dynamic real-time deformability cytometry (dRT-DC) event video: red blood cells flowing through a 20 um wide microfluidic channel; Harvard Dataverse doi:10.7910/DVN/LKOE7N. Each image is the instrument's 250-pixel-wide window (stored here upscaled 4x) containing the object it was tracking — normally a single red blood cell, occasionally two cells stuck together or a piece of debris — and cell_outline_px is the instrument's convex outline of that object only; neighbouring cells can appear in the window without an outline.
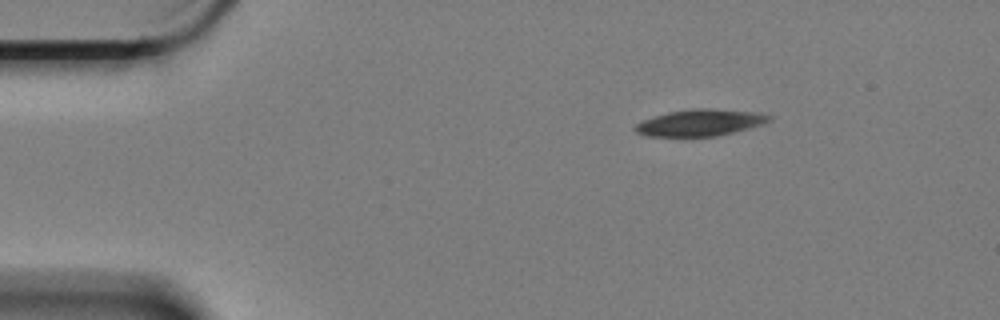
{"species": "Egyptian fruit bat (a non-hibernating species)", "species_latin": "Rousettus aegyptiacus", "temperature_condition": "cold", "stored_images_in_passage": 9, "camera_frame_rate_fps": 3000, "um_per_image_px": 0.085, "animal": {"sex": "female"}, "frame": {"image": 1, "passage_image": 1, "time_ms": 0.0, "image_size_px": [1000, 320], "cell_outline_px": [[772, 120], [764, 124], [716, 136], [648, 136], [636, 132], [632, 128], [636, 124], [644, 120], [668, 112], [696, 108], [708, 108], [752, 112], [772, 116]], "centroid_in_image_um": [59.5, 10.43], "position_along_channel_um": 25.5, "area_um2": 20.46}}
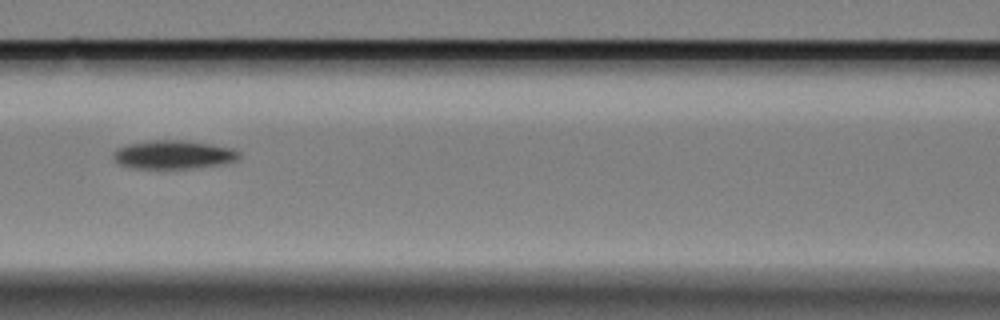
{"frame": {"image": 2, "passage_image": 6, "time_ms": 1.667, "image_size_px": [1000, 320], "cell_outline_px": [[240, 156], [236, 160], [220, 164], [192, 168], [132, 168], [120, 164], [112, 156], [112, 152], [116, 148], [128, 144], [152, 140], [188, 140], [212, 144], [232, 148], [240, 152]], "centroid_in_image_um": [14.73, 13.13], "position_along_channel_um": 151.9, "area_um2": 20.92}}
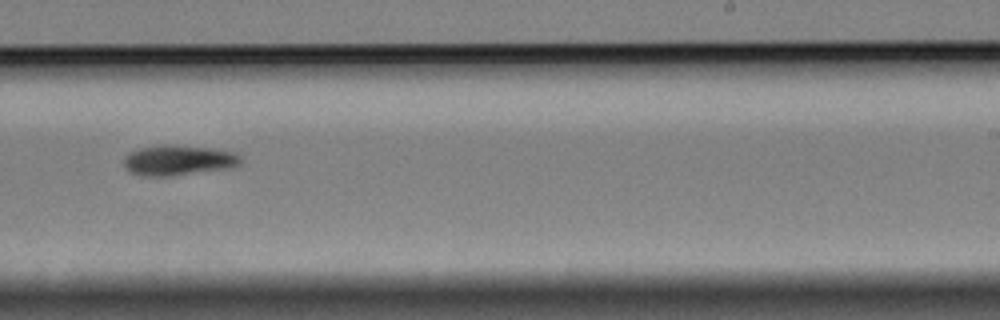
{"frame": {"image": 3, "passage_image": 9, "time_ms": 2.667, "image_size_px": [1000, 320], "cell_outline_px": [[244, 160], [240, 164], [232, 168], [168, 176], [140, 176], [128, 172], [124, 164], [124, 156], [128, 152], [140, 148], [160, 144], [172, 144], [208, 148], [236, 152]], "centroid_in_image_um": [15.15, 13.62], "position_along_channel_um": 273.8, "area_um2": 20.98}}